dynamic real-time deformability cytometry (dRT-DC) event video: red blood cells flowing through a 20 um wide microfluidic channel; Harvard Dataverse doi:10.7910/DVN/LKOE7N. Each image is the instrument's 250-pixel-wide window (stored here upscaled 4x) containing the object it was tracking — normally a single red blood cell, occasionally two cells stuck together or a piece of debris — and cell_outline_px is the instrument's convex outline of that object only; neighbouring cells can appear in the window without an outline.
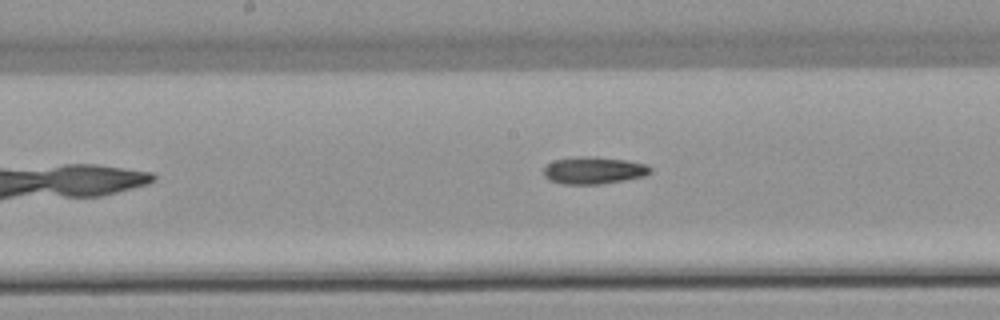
{"species": "common noctule bat (a hibernating species)", "species_latin": "Nyctalus noctula", "temperature_condition": "warm", "stored_images_in_passage": 6, "camera_frame_rate_fps": 3000, "um_per_image_px": 0.085, "animal": {"sex": "female", "body_mass_g": 22.7, "forearm_length_mm": 54.2}, "frame": {"image": 1, "passage_image": 6, "time_ms": 7.667, "image_size_px": [1000, 320], "cell_outline_px": [[652, 172], [644, 176], [624, 180], [600, 184], [564, 184], [548, 180], [544, 176], [544, 168], [552, 160], [580, 156], [596, 156], [628, 160], [648, 164], [652, 168]], "centroid_in_image_um": [50.49, 14.47], "position_along_channel_um": 197.7, "area_um2": 17.17}}